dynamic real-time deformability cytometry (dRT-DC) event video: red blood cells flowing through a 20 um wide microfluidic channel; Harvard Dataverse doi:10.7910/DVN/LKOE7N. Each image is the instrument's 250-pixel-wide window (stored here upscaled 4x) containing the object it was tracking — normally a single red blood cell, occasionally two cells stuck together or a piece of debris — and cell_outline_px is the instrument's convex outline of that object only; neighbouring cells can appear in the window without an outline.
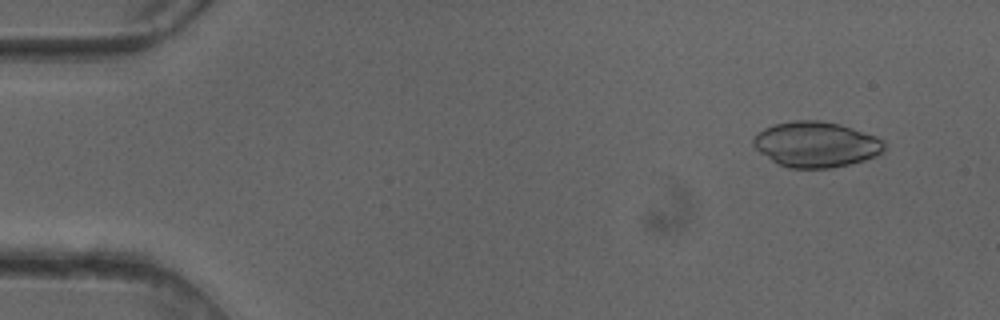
{"species": "common noctule bat (a hibernating species)", "species_latin": "Nyctalus noctula", "temperature_condition": "cold", "stored_images_in_passage": 49, "camera_frame_rate_fps": 3000, "um_per_image_px": 0.085, "animal": {"sex": "female"}, "frame": {"image": 1, "passage_image": 4, "time_ms": 1.0, "image_size_px": [1000, 320], "cell_outline_px": [[884, 152], [876, 156], [852, 164], [832, 168], [788, 168], [772, 160], [760, 152], [752, 144], [752, 140], [764, 128], [776, 124], [792, 120], [820, 120], [840, 124], [876, 136], [884, 140]], "centroid_in_image_um": [69.4, 12.27], "position_along_channel_um": 15.6, "area_um2": 34.74}}
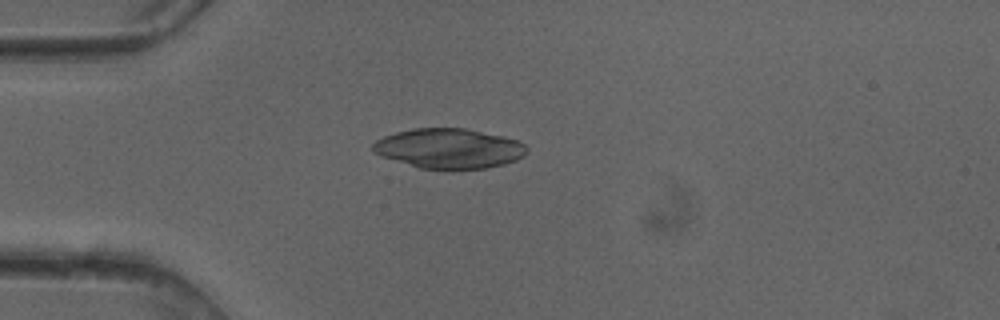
{"frame": {"image": 2, "passage_image": 13, "time_ms": 4.0, "image_size_px": [1000, 320], "cell_outline_px": [[528, 152], [524, 156], [516, 160], [504, 164], [488, 168], [448, 172], [420, 168], [380, 156], [372, 152], [372, 144], [376, 140], [384, 136], [396, 132], [412, 128], [464, 128], [504, 136], [516, 140], [524, 144], [528, 148]], "centroid_in_image_um": [38.17, 12.65], "position_along_channel_um": 46.8, "area_um2": 36.7}}
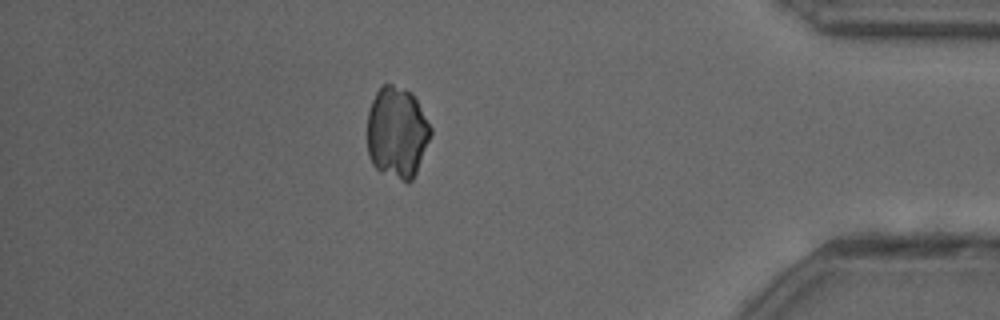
{"frame": {"image": 3, "passage_image": 43, "time_ms": 14.0, "image_size_px": [1000, 320], "cell_outline_px": [[432, 136], [416, 172], [412, 180], [408, 184], [380, 172], [372, 164], [368, 156], [368, 112], [372, 100], [380, 84], [392, 84], [404, 88], [412, 92], [432, 128]], "centroid_in_image_um": [33.75, 11.27], "position_along_channel_um": 401.4, "area_um2": 34.28}}